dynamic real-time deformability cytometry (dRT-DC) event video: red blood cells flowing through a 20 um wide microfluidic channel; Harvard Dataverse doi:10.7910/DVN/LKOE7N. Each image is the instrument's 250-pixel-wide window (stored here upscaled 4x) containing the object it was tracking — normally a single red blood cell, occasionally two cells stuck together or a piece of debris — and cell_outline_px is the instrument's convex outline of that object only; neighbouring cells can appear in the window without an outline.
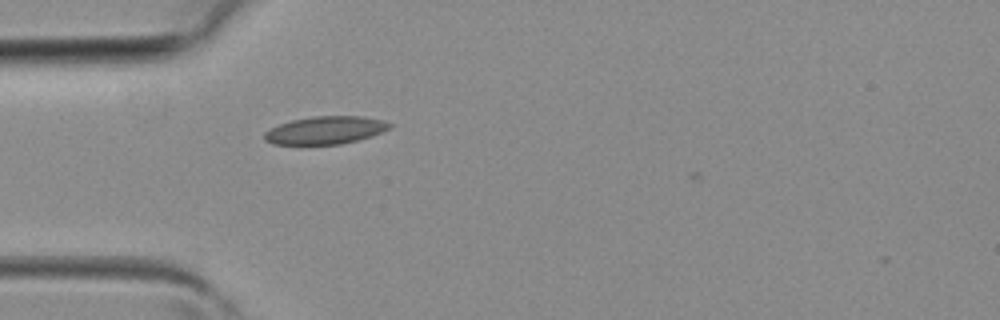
{"species": "common noctule bat (a hibernating species)", "species_latin": "Nyctalus noctula", "temperature_condition": "room temperature", "stored_images_in_passage": 1, "camera_frame_rate_fps": 3000, "um_per_image_px": 0.085, "animal": {"sex": "female", "body_mass_g": 19.3, "forearm_length_mm": 54.1}, "frame": {"image": 1, "passage_image": 1, "time_ms": 0.0, "image_size_px": [1000, 320], "cell_outline_px": [[392, 128], [372, 136], [340, 144], [272, 144], [264, 140], [264, 132], [280, 124], [292, 120], [312, 116], [364, 116], [380, 120], [392, 124]], "centroid_in_image_um": [27.67, 11.06], "position_along_channel_um": 57.3, "area_um2": 20.17}}